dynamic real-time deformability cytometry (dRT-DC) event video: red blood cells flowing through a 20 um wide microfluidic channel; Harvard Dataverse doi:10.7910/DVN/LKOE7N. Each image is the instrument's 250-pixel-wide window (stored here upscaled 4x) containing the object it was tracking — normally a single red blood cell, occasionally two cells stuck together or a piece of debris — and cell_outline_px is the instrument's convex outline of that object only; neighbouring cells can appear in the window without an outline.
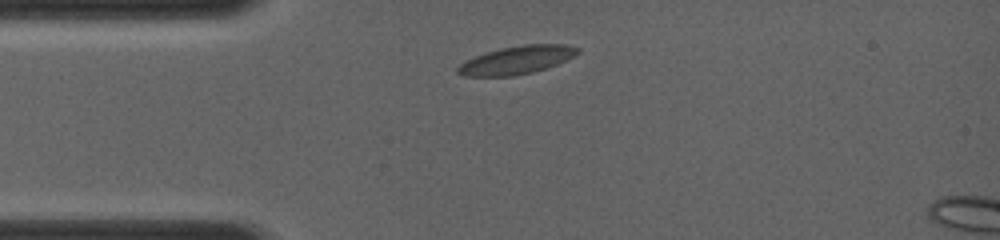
{"species": "common noctule bat (a hibernating species)", "species_latin": "Nyctalus noctula", "temperature_condition": "room temperature", "stored_images_in_passage": 2, "camera_frame_rate_fps": 4000, "um_per_image_px": 0.085, "animal": {"sex": "female", "body_mass_g": 19.0, "forearm_length_mm": 56.7}, "frame": {"image": 1, "passage_image": 1, "time_ms": 0.0, "image_size_px": [1000, 240], "cell_outline_px": [[580, 52], [576, 56], [556, 64], [532, 72], [512, 76], [464, 76], [456, 72], [456, 68], [460, 64], [476, 56], [500, 48], [524, 44], [568, 44], [580, 48]], "centroid_in_image_um": [43.96, 5.09], "position_along_channel_um": 41.0, "area_um2": 19.54}}